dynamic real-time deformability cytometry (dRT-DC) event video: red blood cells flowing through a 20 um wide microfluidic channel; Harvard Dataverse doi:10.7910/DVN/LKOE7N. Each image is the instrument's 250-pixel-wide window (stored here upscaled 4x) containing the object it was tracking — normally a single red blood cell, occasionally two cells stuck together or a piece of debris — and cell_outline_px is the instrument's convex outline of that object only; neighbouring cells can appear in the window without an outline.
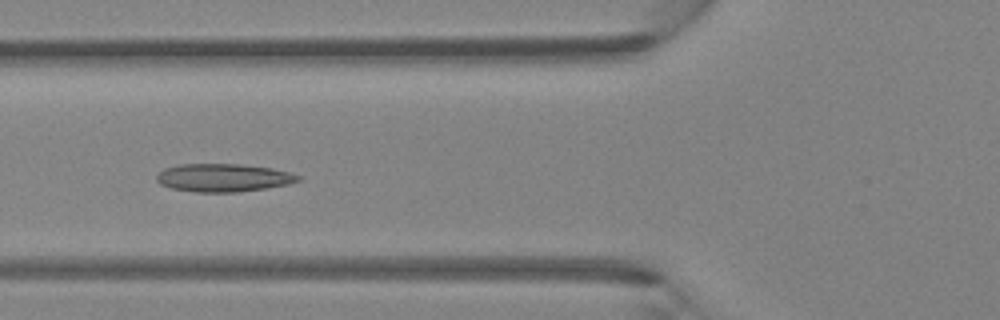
{"species": "Egyptian fruit bat (a non-hibernating species)", "species_latin": "Rousettus aegyptiacus", "temperature_condition": "room temperature", "stored_images_in_passage": 45, "camera_frame_rate_fps": 3000, "um_per_image_px": 0.085, "animal": {"sex": "female"}, "frame": {"image": 1, "passage_image": 16, "time_ms": 5.0, "image_size_px": [1000, 320], "cell_outline_px": [[300, 180], [288, 184], [264, 188], [236, 192], [196, 192], [172, 188], [160, 184], [156, 180], [156, 176], [164, 168], [180, 164], [240, 164], [272, 168], [288, 172], [300, 176]], "centroid_in_image_um": [18.96, 15.1], "position_along_channel_um": 106.8, "area_um2": 22.95}}
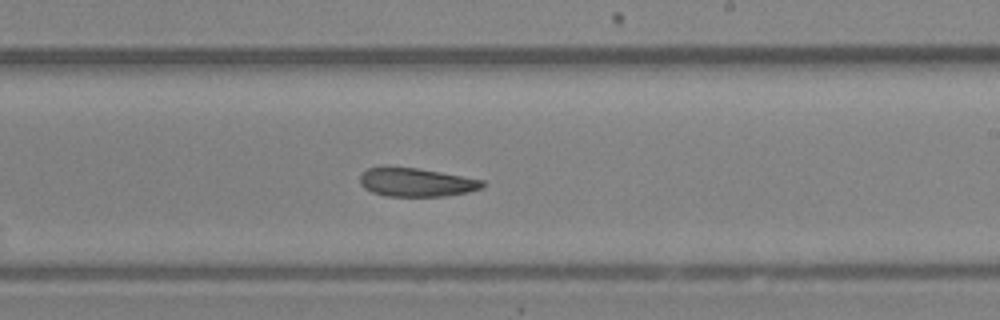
{"frame": {"image": 2, "passage_image": 26, "time_ms": 8.333, "image_size_px": [1000, 320], "cell_outline_px": [[484, 188], [468, 192], [444, 196], [384, 196], [372, 192], [364, 188], [360, 184], [360, 176], [368, 168], [416, 168], [440, 172], [484, 180]], "centroid_in_image_um": [35.41, 15.52], "position_along_channel_um": 253.6, "area_um2": 20.11}}
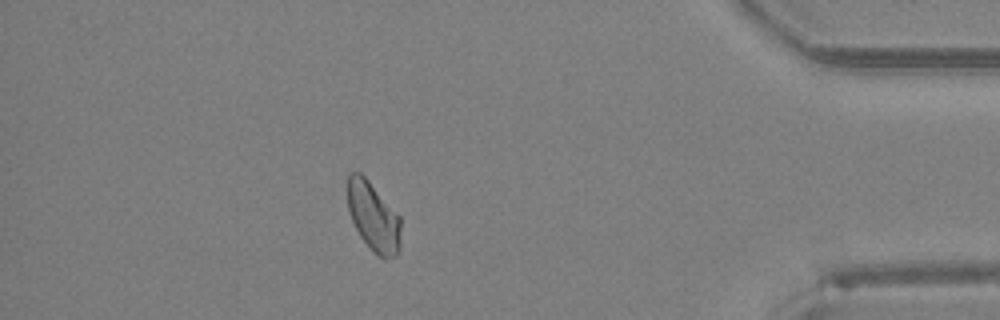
{"frame": {"image": 3, "passage_image": 39, "time_ms": 12.667, "image_size_px": [1000, 320], "cell_outline_px": [[400, 248], [396, 256], [384, 260], [376, 256], [360, 236], [352, 220], [348, 208], [348, 172], [360, 172], [368, 180], [400, 216]], "centroid_in_image_um": [31.75, 18.46], "position_along_channel_um": 403.5, "area_um2": 21.5}}